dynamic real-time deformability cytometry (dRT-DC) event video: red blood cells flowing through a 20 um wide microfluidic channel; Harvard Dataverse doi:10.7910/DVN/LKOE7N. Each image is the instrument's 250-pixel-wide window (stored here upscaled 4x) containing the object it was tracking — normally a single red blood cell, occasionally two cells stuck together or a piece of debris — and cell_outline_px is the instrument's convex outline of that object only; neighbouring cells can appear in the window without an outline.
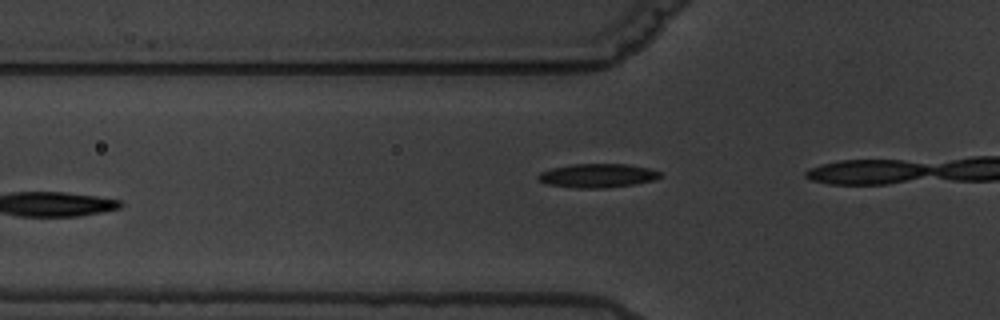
{"species": "common noctule bat (a hibernating species)", "species_latin": "Nyctalus noctula", "temperature_condition": "warm", "stored_images_in_passage": 3, "camera_frame_rate_fps": 3000, "um_per_image_px": 0.085, "animal": {"sex": "male", "body_mass_g": 19.5, "forearm_length_mm": 54.6}, "frame": {"image": 1, "passage_image": 3, "time_ms": 2.333, "image_size_px": [1000, 320], "cell_outline_px": [[664, 176], [656, 180], [632, 184], [604, 188], [576, 188], [548, 184], [540, 180], [536, 176], [540, 172], [552, 168], [572, 164], [628, 164], [648, 168], [660, 172]], "centroid_in_image_um": [50.82, 14.92], "position_along_channel_um": 75.0, "area_um2": 16.94}}